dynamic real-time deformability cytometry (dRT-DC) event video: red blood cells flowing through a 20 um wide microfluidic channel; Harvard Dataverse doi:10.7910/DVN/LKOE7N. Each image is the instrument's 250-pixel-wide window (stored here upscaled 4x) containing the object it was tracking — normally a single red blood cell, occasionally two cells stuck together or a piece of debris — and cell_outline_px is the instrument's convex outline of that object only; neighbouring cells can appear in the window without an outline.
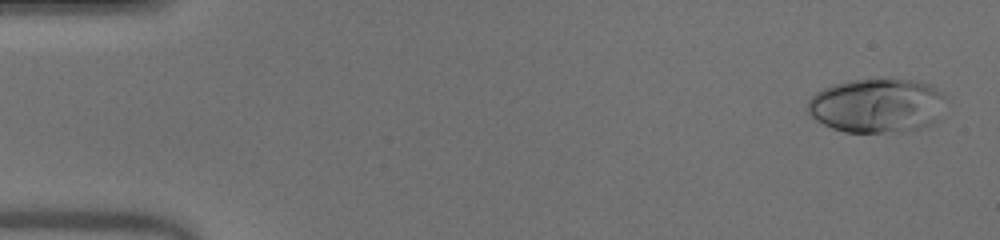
{"species": "human", "species_latin": "Homo sapiens", "temperature_condition": "warm", "stored_images_in_passage": 50, "camera_frame_rate_fps": 3000, "um_per_image_px": 0.085, "donor": {"sex": "male"}, "frame": {"image": 1, "passage_image": 2, "time_ms": 0.333, "image_size_px": [1000, 240], "cell_outline_px": [[948, 96], [936, 120], [928, 124], [916, 128], [880, 132], [844, 132], [832, 128], [808, 116], [808, 100], [816, 92], [824, 88], [848, 80], [892, 76], [912, 80], [928, 84]], "centroid_in_image_um": [74.52, 8.92], "position_along_channel_um": 10.5, "area_um2": 44.04}}
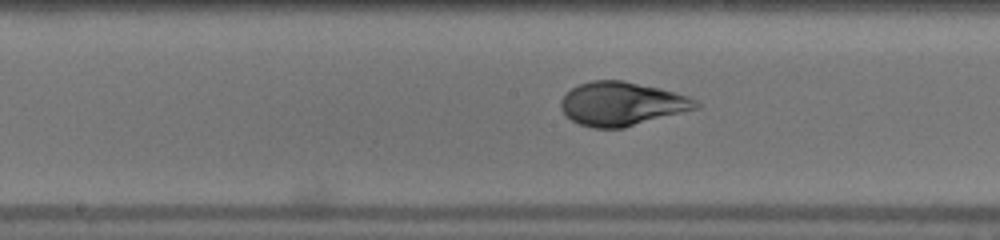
{"frame": {"image": 2, "passage_image": 26, "time_ms": 8.333, "image_size_px": [1000, 240], "cell_outline_px": [[700, 108], [624, 128], [592, 128], [580, 124], [572, 120], [560, 108], [560, 100], [572, 88], [580, 84], [592, 80], [624, 80], [660, 88], [688, 96], [696, 100], [700, 104]], "centroid_in_image_um": [52.88, 8.83], "position_along_channel_um": 195.3, "area_um2": 34.45}}
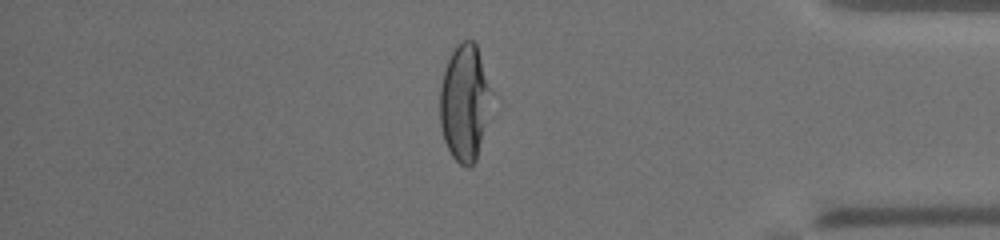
{"frame": {"image": 3, "passage_image": 43, "time_ms": 14.0, "image_size_px": [1000, 240], "cell_outline_px": [[492, 92], [476, 160], [472, 168], [468, 168], [460, 164], [452, 156], [444, 140], [440, 124], [440, 84], [448, 60], [456, 44], [464, 40], [472, 40], [476, 44]], "centroid_in_image_um": [39.46, 8.72], "position_along_channel_um": 395.7, "area_um2": 34.39}, "authors_computed_cell_mechanics": {"area_um2": 36.3562, "velocity_mm_per_s": 4.0439, "shape_relaxation_time_tau1_ms": 6.4731, "shape_relaxation_time_tau2_ms": null, "deformation_change_tau1": 0.2888, "deformation_change_tau2": null}}